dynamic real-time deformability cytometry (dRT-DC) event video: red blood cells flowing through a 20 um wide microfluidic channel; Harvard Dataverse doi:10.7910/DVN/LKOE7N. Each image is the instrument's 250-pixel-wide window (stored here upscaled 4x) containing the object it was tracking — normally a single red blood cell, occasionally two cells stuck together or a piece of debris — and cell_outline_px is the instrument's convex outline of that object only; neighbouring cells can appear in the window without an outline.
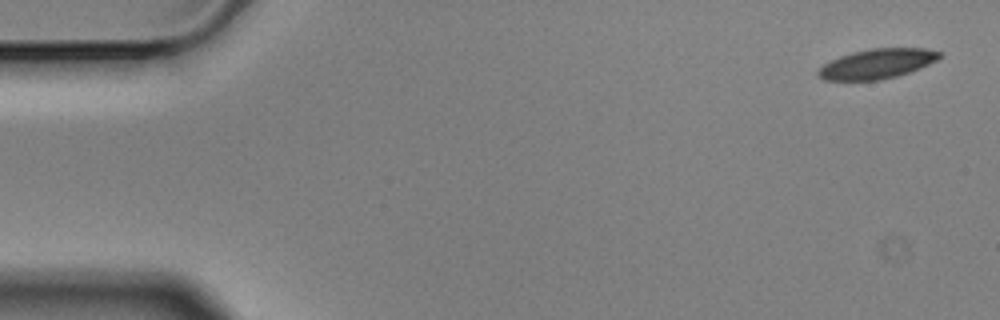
{"species": "Egyptian fruit bat (a non-hibernating species)", "species_latin": "Rousettus aegyptiacus", "temperature_condition": "cold", "stored_images_in_passage": 4, "camera_frame_rate_fps": 3000, "um_per_image_px": 0.085, "animal": {"sex": "male"}, "frame": {"image": 1, "passage_image": 1, "time_ms": 0.0, "image_size_px": [1000, 320], "cell_outline_px": [[940, 56], [936, 60], [928, 64], [908, 72], [896, 76], [876, 80], [824, 80], [816, 76], [816, 72], [824, 64], [840, 56], [852, 52], [868, 48], [924, 48], [940, 52]], "centroid_in_image_um": [74.49, 5.41], "position_along_channel_um": 10.5, "area_um2": 20.81}}
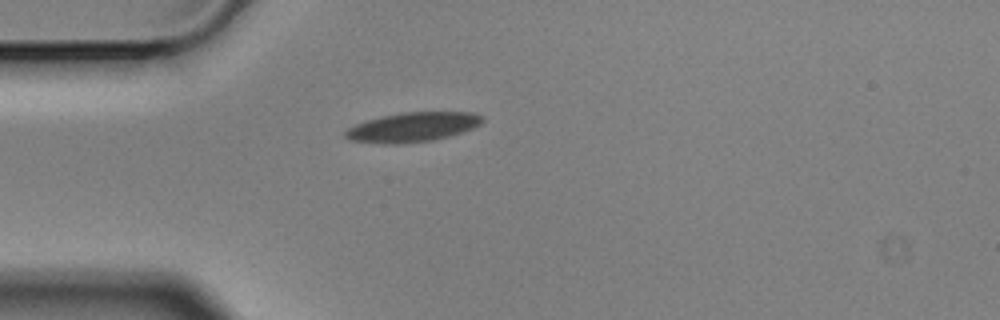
{"frame": {"image": 2, "passage_image": 4, "time_ms": 1.0, "image_size_px": [1000, 320], "cell_outline_px": [[484, 120], [480, 124], [472, 128], [448, 136], [432, 140], [396, 144], [384, 144], [348, 140], [344, 136], [344, 132], [348, 128], [364, 120], [404, 112], [476, 112], [484, 116]], "centroid_in_image_um": [35.06, 10.8], "position_along_channel_um": 49.9, "area_um2": 23.52}}